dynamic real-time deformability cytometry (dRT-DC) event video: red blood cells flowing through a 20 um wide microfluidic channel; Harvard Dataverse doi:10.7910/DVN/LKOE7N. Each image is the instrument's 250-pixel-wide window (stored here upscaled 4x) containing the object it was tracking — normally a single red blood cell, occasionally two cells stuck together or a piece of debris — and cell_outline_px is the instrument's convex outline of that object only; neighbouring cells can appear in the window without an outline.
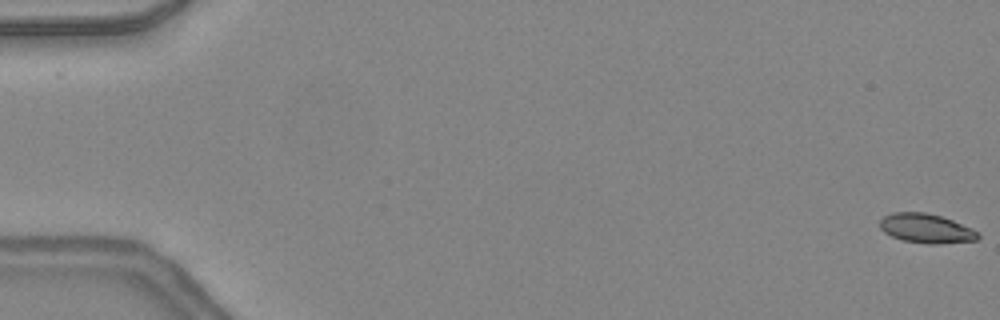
{"species": "common noctule bat (a hibernating species)", "species_latin": "Nyctalus noctula", "temperature_condition": "warm", "stored_images_in_passage": 49, "camera_frame_rate_fps": 3000, "um_per_image_px": 0.085, "animal": {"sex": "female", "body_mass_g": 24.6, "forearm_length_mm": 56.2}, "frame": {"image": 1, "passage_image": 1, "time_ms": 0.0, "image_size_px": [1000, 320], "cell_outline_px": [[980, 236], [976, 240], [940, 244], [928, 244], [904, 240], [892, 236], [884, 232], [880, 228], [880, 220], [884, 216], [892, 212], [924, 212], [940, 216], [952, 220], [972, 228], [980, 232]], "centroid_in_image_um": [78.74, 19.41], "position_along_channel_um": 6.3, "area_um2": 16.76}}
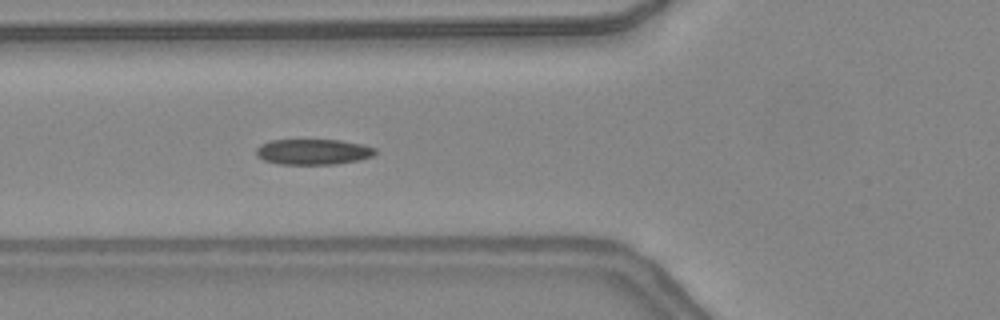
{"frame": {"image": 2, "passage_image": 19, "time_ms": 6.0, "image_size_px": [1000, 320], "cell_outline_px": [[376, 152], [372, 156], [360, 160], [336, 164], [280, 164], [264, 160], [256, 156], [256, 148], [260, 144], [272, 140], [340, 140], [364, 144], [376, 148]], "centroid_in_image_um": [26.63, 12.9], "position_along_channel_um": 99.2, "area_um2": 17.86}}
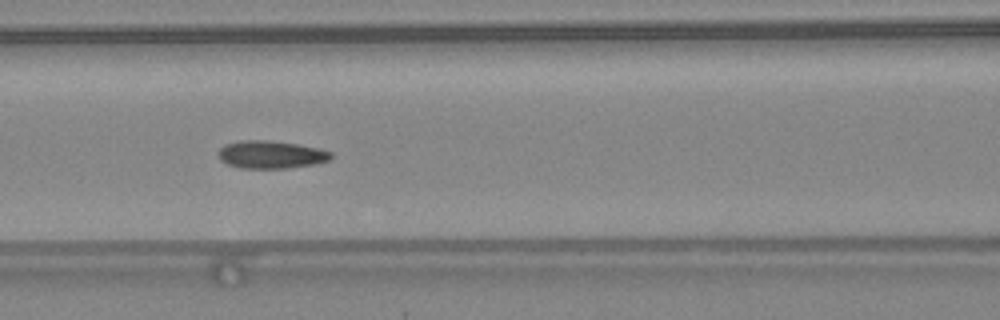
{"frame": {"image": 3, "passage_image": 22, "time_ms": 7.0, "image_size_px": [1000, 320], "cell_outline_px": [[332, 156], [328, 160], [316, 164], [288, 168], [240, 168], [228, 164], [220, 160], [216, 152], [220, 148], [228, 144], [244, 140], [264, 140], [296, 144], [316, 148], [332, 152]], "centroid_in_image_um": [23.01, 13.15], "position_along_channel_um": 143.6, "area_um2": 18.03}, "authors_computed_cell_mechanics": {"area_um2": 17.629, "velocity_mm_per_s": 4.3737, "shape_relaxation_time_tau1_ms": null, "shape_relaxation_time_tau2_ms": 1.5287, "deformation_change_tau1": null, "deformation_change_tau2": 0.0615}}